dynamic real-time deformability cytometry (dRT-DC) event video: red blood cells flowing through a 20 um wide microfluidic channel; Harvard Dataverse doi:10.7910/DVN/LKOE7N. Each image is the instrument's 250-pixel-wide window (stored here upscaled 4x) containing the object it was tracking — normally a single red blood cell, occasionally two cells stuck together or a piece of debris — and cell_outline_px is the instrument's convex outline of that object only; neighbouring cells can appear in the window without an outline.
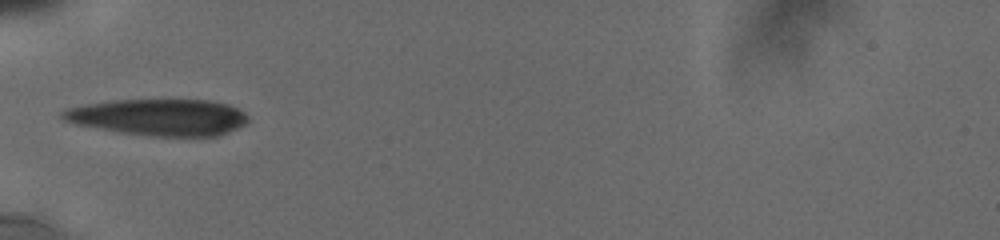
{"species": "human", "species_latin": "Homo sapiens", "temperature_condition": "cold", "stored_images_in_passage": 49, "camera_frame_rate_fps": 3000, "um_per_image_px": 0.085, "donor": {"sex": "male"}, "frame": {"image": 1, "passage_image": 1, "time_ms": 0.0, "image_size_px": [1000, 240], "cell_outline_px": [[248, 120], [244, 124], [228, 132], [216, 136], [152, 136], [120, 132], [76, 124], [64, 120], [60, 116], [60, 112], [64, 108], [84, 104], [116, 100], [208, 100], [228, 104], [244, 112], [248, 116]], "centroid_in_image_um": [13.47, 9.96], "position_along_channel_um": 71.5, "area_um2": 39.42}}
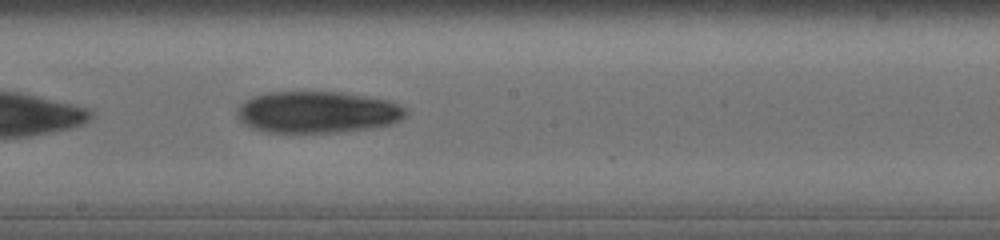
{"frame": {"image": 2, "passage_image": 17, "time_ms": 4.0, "image_size_px": [1000, 240], "cell_outline_px": [[408, 116], [392, 124], [368, 128], [336, 132], [268, 132], [252, 128], [244, 124], [240, 120], [236, 112], [240, 104], [252, 96], [268, 92], [340, 92], [388, 100], [408, 108]], "centroid_in_image_um": [27.0, 9.53], "position_along_channel_um": 221.2, "area_um2": 40.98}}
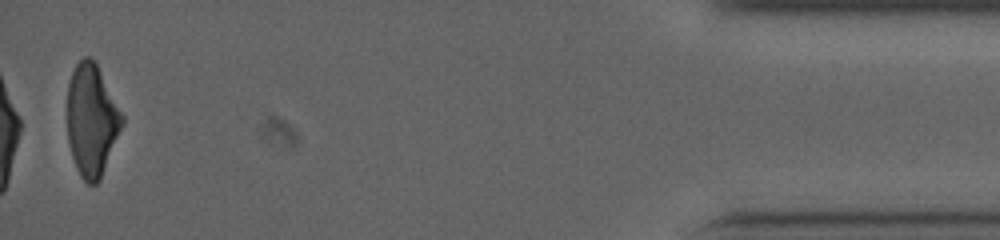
{"frame": {"image": 3, "passage_image": 46, "time_ms": 11.333, "image_size_px": [1000, 240], "cell_outline_px": [[124, 124], [100, 180], [96, 184], [88, 184], [80, 176], [76, 168], [72, 156], [68, 140], [68, 84], [72, 72], [76, 64], [84, 56], [88, 56], [96, 64], [124, 116]], "centroid_in_image_um": [7.8, 10.25], "position_along_channel_um": 427.4, "area_um2": 35.6}, "authors_computed_cell_mechanics": {"area_um2": 39.1306, "velocity_mm_per_s": 3.811, "shape_relaxation_time_tau1_ms": 5.4189, "shape_relaxation_time_tau2_ms": null, "deformation_change_tau1": 0.1439, "deformation_change_tau2": null}}